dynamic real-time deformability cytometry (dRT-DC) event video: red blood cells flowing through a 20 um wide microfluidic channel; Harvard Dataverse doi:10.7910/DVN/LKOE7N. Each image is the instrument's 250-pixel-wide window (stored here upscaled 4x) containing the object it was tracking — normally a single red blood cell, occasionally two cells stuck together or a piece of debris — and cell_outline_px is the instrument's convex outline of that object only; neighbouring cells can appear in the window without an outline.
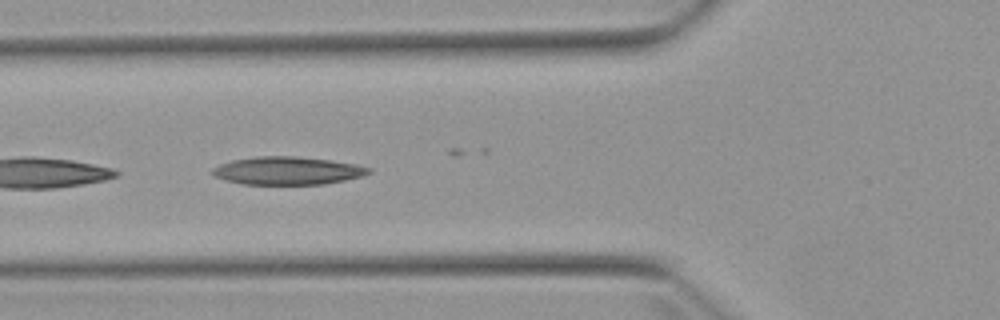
{"species": "Egyptian fruit bat (a non-hibernating species)", "species_latin": "Rousettus aegyptiacus", "temperature_condition": "warm", "stored_images_in_passage": 5, "camera_frame_rate_fps": 3000, "um_per_image_px": 0.085, "animal": {"sex": "female"}, "frame": {"image": 1, "passage_image": 4, "time_ms": 3.667, "image_size_px": [1000, 320], "cell_outline_px": [[372, 172], [364, 176], [324, 184], [240, 184], [212, 176], [212, 168], [220, 164], [232, 160], [256, 156], [296, 156], [332, 160], [356, 164], [372, 168]], "centroid_in_image_um": [24.45, 14.5], "position_along_channel_um": 101.4, "area_um2": 25.66}}